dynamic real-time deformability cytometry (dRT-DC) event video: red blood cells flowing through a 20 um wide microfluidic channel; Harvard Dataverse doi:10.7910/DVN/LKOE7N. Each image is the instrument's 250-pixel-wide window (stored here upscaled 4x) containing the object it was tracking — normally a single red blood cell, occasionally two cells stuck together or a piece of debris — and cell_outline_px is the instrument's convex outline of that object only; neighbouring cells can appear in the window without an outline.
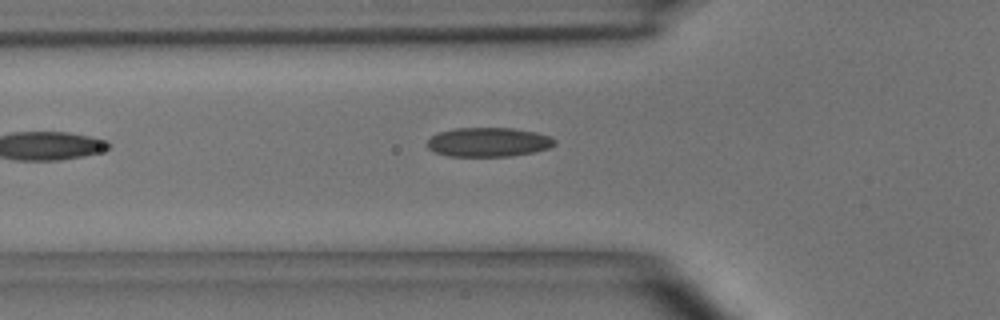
{"species": "common noctule bat (a hibernating species)", "species_latin": "Nyctalus noctula", "temperature_condition": "room temperature", "stored_images_in_passage": 2, "camera_frame_rate_fps": 3000, "um_per_image_px": 0.085, "animal": {"sex": "male", "body_mass_g": 15.6}, "frame": {"image": 1, "passage_image": 2, "time_ms": 1.333, "image_size_px": [1000, 320], "cell_outline_px": [[556, 144], [548, 148], [532, 152], [512, 156], [448, 156], [436, 152], [428, 148], [428, 140], [432, 136], [440, 132], [456, 128], [512, 128], [536, 132], [552, 136], [556, 140]], "centroid_in_image_um": [41.56, 12.08], "position_along_channel_um": 84.2, "area_um2": 21.62}}